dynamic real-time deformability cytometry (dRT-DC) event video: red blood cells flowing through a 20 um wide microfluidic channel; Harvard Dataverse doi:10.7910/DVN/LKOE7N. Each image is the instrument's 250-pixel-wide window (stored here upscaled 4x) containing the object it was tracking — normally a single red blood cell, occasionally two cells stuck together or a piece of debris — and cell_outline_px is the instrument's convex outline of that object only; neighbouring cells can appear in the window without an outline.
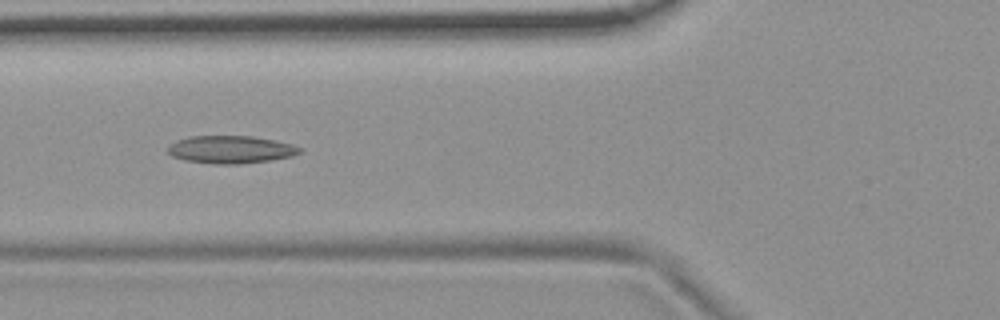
{"species": "common noctule bat (a hibernating species)", "species_latin": "Nyctalus noctula", "temperature_condition": "room temperature", "stored_images_in_passage": 7, "camera_frame_rate_fps": 3000, "um_per_image_px": 0.085, "animal": {"sex": "female", "body_mass_g": 19.9}, "frame": {"image": 1, "passage_image": 5, "time_ms": 1.333, "image_size_px": [1000, 320], "cell_outline_px": [[300, 152], [292, 156], [272, 160], [240, 164], [212, 164], [184, 160], [172, 156], [168, 152], [168, 148], [176, 140], [188, 136], [252, 136], [276, 140], [292, 144], [300, 148]], "centroid_in_image_um": [19.61, 12.71], "position_along_channel_um": 106.2, "area_um2": 21.33}}
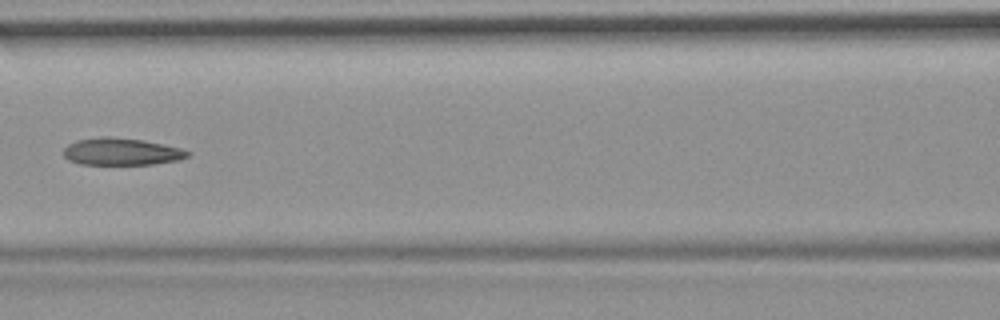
{"frame": {"image": 2, "passage_image": 6, "time_ms": 1.667, "image_size_px": [1000, 320], "cell_outline_px": [[192, 152], [188, 156], [180, 160], [152, 164], [80, 164], [68, 160], [64, 156], [64, 148], [68, 144], [76, 140], [100, 136], [108, 136], [144, 140], [164, 144], [180, 148]], "centroid_in_image_um": [10.32, 12.88], "position_along_channel_um": 156.3, "area_um2": 19.77}}